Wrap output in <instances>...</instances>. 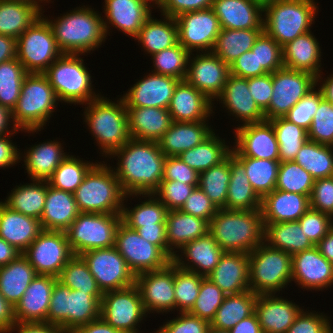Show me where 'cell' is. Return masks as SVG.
<instances>
[{
	"label": "cell",
	"instance_id": "obj_14",
	"mask_svg": "<svg viewBox=\"0 0 333 333\" xmlns=\"http://www.w3.org/2000/svg\"><path fill=\"white\" fill-rule=\"evenodd\" d=\"M147 314L136 284L103 293L100 317L124 333H139L136 328Z\"/></svg>",
	"mask_w": 333,
	"mask_h": 333
},
{
	"label": "cell",
	"instance_id": "obj_28",
	"mask_svg": "<svg viewBox=\"0 0 333 333\" xmlns=\"http://www.w3.org/2000/svg\"><path fill=\"white\" fill-rule=\"evenodd\" d=\"M217 101L223 103V107L227 108L235 118H240L242 125L265 121L264 112L250 94L246 78L230 73Z\"/></svg>",
	"mask_w": 333,
	"mask_h": 333
},
{
	"label": "cell",
	"instance_id": "obj_19",
	"mask_svg": "<svg viewBox=\"0 0 333 333\" xmlns=\"http://www.w3.org/2000/svg\"><path fill=\"white\" fill-rule=\"evenodd\" d=\"M137 285L145 312L164 313L176 309L174 295V263L164 268L136 275Z\"/></svg>",
	"mask_w": 333,
	"mask_h": 333
},
{
	"label": "cell",
	"instance_id": "obj_51",
	"mask_svg": "<svg viewBox=\"0 0 333 333\" xmlns=\"http://www.w3.org/2000/svg\"><path fill=\"white\" fill-rule=\"evenodd\" d=\"M245 167L246 176L254 191L262 199L276 187L279 160L235 156Z\"/></svg>",
	"mask_w": 333,
	"mask_h": 333
},
{
	"label": "cell",
	"instance_id": "obj_1",
	"mask_svg": "<svg viewBox=\"0 0 333 333\" xmlns=\"http://www.w3.org/2000/svg\"><path fill=\"white\" fill-rule=\"evenodd\" d=\"M112 156L119 158L113 170L126 195L153 193L163 180L166 156L156 141L131 138Z\"/></svg>",
	"mask_w": 333,
	"mask_h": 333
},
{
	"label": "cell",
	"instance_id": "obj_37",
	"mask_svg": "<svg viewBox=\"0 0 333 333\" xmlns=\"http://www.w3.org/2000/svg\"><path fill=\"white\" fill-rule=\"evenodd\" d=\"M282 52L284 67L311 73L317 77V83H321V49L311 31L284 45Z\"/></svg>",
	"mask_w": 333,
	"mask_h": 333
},
{
	"label": "cell",
	"instance_id": "obj_17",
	"mask_svg": "<svg viewBox=\"0 0 333 333\" xmlns=\"http://www.w3.org/2000/svg\"><path fill=\"white\" fill-rule=\"evenodd\" d=\"M115 248L135 276L162 269L171 262L156 245L147 242L136 230L130 229L123 222L116 232Z\"/></svg>",
	"mask_w": 333,
	"mask_h": 333
},
{
	"label": "cell",
	"instance_id": "obj_79",
	"mask_svg": "<svg viewBox=\"0 0 333 333\" xmlns=\"http://www.w3.org/2000/svg\"><path fill=\"white\" fill-rule=\"evenodd\" d=\"M17 39L0 34V64L16 58Z\"/></svg>",
	"mask_w": 333,
	"mask_h": 333
},
{
	"label": "cell",
	"instance_id": "obj_5",
	"mask_svg": "<svg viewBox=\"0 0 333 333\" xmlns=\"http://www.w3.org/2000/svg\"><path fill=\"white\" fill-rule=\"evenodd\" d=\"M105 162L96 164L73 193L80 212L121 214L126 195L113 168Z\"/></svg>",
	"mask_w": 333,
	"mask_h": 333
},
{
	"label": "cell",
	"instance_id": "obj_26",
	"mask_svg": "<svg viewBox=\"0 0 333 333\" xmlns=\"http://www.w3.org/2000/svg\"><path fill=\"white\" fill-rule=\"evenodd\" d=\"M302 310L275 294L258 295L254 307L262 333H286Z\"/></svg>",
	"mask_w": 333,
	"mask_h": 333
},
{
	"label": "cell",
	"instance_id": "obj_36",
	"mask_svg": "<svg viewBox=\"0 0 333 333\" xmlns=\"http://www.w3.org/2000/svg\"><path fill=\"white\" fill-rule=\"evenodd\" d=\"M79 214L73 193L53 188L47 181L45 205L39 220L42 229L66 231Z\"/></svg>",
	"mask_w": 333,
	"mask_h": 333
},
{
	"label": "cell",
	"instance_id": "obj_27",
	"mask_svg": "<svg viewBox=\"0 0 333 333\" xmlns=\"http://www.w3.org/2000/svg\"><path fill=\"white\" fill-rule=\"evenodd\" d=\"M180 250L183 254L179 255L175 253L172 262L183 270L191 271L205 277L216 267L225 253L209 232L202 237L186 243ZM182 255L185 257V261L184 257H181Z\"/></svg>",
	"mask_w": 333,
	"mask_h": 333
},
{
	"label": "cell",
	"instance_id": "obj_58",
	"mask_svg": "<svg viewBox=\"0 0 333 333\" xmlns=\"http://www.w3.org/2000/svg\"><path fill=\"white\" fill-rule=\"evenodd\" d=\"M314 181L295 161L280 162L275 189L310 196Z\"/></svg>",
	"mask_w": 333,
	"mask_h": 333
},
{
	"label": "cell",
	"instance_id": "obj_76",
	"mask_svg": "<svg viewBox=\"0 0 333 333\" xmlns=\"http://www.w3.org/2000/svg\"><path fill=\"white\" fill-rule=\"evenodd\" d=\"M14 330H17L18 333H65L59 327L47 322H16L7 333H12Z\"/></svg>",
	"mask_w": 333,
	"mask_h": 333
},
{
	"label": "cell",
	"instance_id": "obj_55",
	"mask_svg": "<svg viewBox=\"0 0 333 333\" xmlns=\"http://www.w3.org/2000/svg\"><path fill=\"white\" fill-rule=\"evenodd\" d=\"M95 164L67 155L47 181L53 188L74 193Z\"/></svg>",
	"mask_w": 333,
	"mask_h": 333
},
{
	"label": "cell",
	"instance_id": "obj_6",
	"mask_svg": "<svg viewBox=\"0 0 333 333\" xmlns=\"http://www.w3.org/2000/svg\"><path fill=\"white\" fill-rule=\"evenodd\" d=\"M87 104L83 114L84 121L97 143L99 142L102 154L110 157L131 139L125 103L122 98L115 103L100 96Z\"/></svg>",
	"mask_w": 333,
	"mask_h": 333
},
{
	"label": "cell",
	"instance_id": "obj_38",
	"mask_svg": "<svg viewBox=\"0 0 333 333\" xmlns=\"http://www.w3.org/2000/svg\"><path fill=\"white\" fill-rule=\"evenodd\" d=\"M209 232V222L203 218L192 216L178 210H169L166 217V237L168 258L173 256L186 243L193 241ZM174 246V247H173ZM175 248V249H174Z\"/></svg>",
	"mask_w": 333,
	"mask_h": 333
},
{
	"label": "cell",
	"instance_id": "obj_59",
	"mask_svg": "<svg viewBox=\"0 0 333 333\" xmlns=\"http://www.w3.org/2000/svg\"><path fill=\"white\" fill-rule=\"evenodd\" d=\"M204 277L203 275L183 270L174 264L176 310H179V312H189L192 309Z\"/></svg>",
	"mask_w": 333,
	"mask_h": 333
},
{
	"label": "cell",
	"instance_id": "obj_50",
	"mask_svg": "<svg viewBox=\"0 0 333 333\" xmlns=\"http://www.w3.org/2000/svg\"><path fill=\"white\" fill-rule=\"evenodd\" d=\"M294 161L315 180L333 176V146L307 140Z\"/></svg>",
	"mask_w": 333,
	"mask_h": 333
},
{
	"label": "cell",
	"instance_id": "obj_61",
	"mask_svg": "<svg viewBox=\"0 0 333 333\" xmlns=\"http://www.w3.org/2000/svg\"><path fill=\"white\" fill-rule=\"evenodd\" d=\"M251 51L256 54L257 69L273 73L284 67L282 47L265 31H263Z\"/></svg>",
	"mask_w": 333,
	"mask_h": 333
},
{
	"label": "cell",
	"instance_id": "obj_21",
	"mask_svg": "<svg viewBox=\"0 0 333 333\" xmlns=\"http://www.w3.org/2000/svg\"><path fill=\"white\" fill-rule=\"evenodd\" d=\"M235 131L234 156L279 160V145L269 121L239 125Z\"/></svg>",
	"mask_w": 333,
	"mask_h": 333
},
{
	"label": "cell",
	"instance_id": "obj_25",
	"mask_svg": "<svg viewBox=\"0 0 333 333\" xmlns=\"http://www.w3.org/2000/svg\"><path fill=\"white\" fill-rule=\"evenodd\" d=\"M57 280V277L51 275H37L14 307L15 321L47 322L51 293Z\"/></svg>",
	"mask_w": 333,
	"mask_h": 333
},
{
	"label": "cell",
	"instance_id": "obj_12",
	"mask_svg": "<svg viewBox=\"0 0 333 333\" xmlns=\"http://www.w3.org/2000/svg\"><path fill=\"white\" fill-rule=\"evenodd\" d=\"M42 16L17 38L16 58L28 73H43L63 54L51 26Z\"/></svg>",
	"mask_w": 333,
	"mask_h": 333
},
{
	"label": "cell",
	"instance_id": "obj_48",
	"mask_svg": "<svg viewBox=\"0 0 333 333\" xmlns=\"http://www.w3.org/2000/svg\"><path fill=\"white\" fill-rule=\"evenodd\" d=\"M257 296L251 290L226 295L210 326L221 330L232 329L239 321L254 313Z\"/></svg>",
	"mask_w": 333,
	"mask_h": 333
},
{
	"label": "cell",
	"instance_id": "obj_20",
	"mask_svg": "<svg viewBox=\"0 0 333 333\" xmlns=\"http://www.w3.org/2000/svg\"><path fill=\"white\" fill-rule=\"evenodd\" d=\"M185 81L201 91L210 101L217 99L230 74L229 65L212 52L189 56ZM213 99V100H212Z\"/></svg>",
	"mask_w": 333,
	"mask_h": 333
},
{
	"label": "cell",
	"instance_id": "obj_39",
	"mask_svg": "<svg viewBox=\"0 0 333 333\" xmlns=\"http://www.w3.org/2000/svg\"><path fill=\"white\" fill-rule=\"evenodd\" d=\"M23 156L25 170L31 180H48L67 157L61 143L48 141L32 146Z\"/></svg>",
	"mask_w": 333,
	"mask_h": 333
},
{
	"label": "cell",
	"instance_id": "obj_41",
	"mask_svg": "<svg viewBox=\"0 0 333 333\" xmlns=\"http://www.w3.org/2000/svg\"><path fill=\"white\" fill-rule=\"evenodd\" d=\"M231 178L228 184L226 209L256 210L261 207V198L254 191L244 165L231 153L229 155Z\"/></svg>",
	"mask_w": 333,
	"mask_h": 333
},
{
	"label": "cell",
	"instance_id": "obj_75",
	"mask_svg": "<svg viewBox=\"0 0 333 333\" xmlns=\"http://www.w3.org/2000/svg\"><path fill=\"white\" fill-rule=\"evenodd\" d=\"M19 130L16 128L12 133L0 136V168L13 166L19 160H22L20 150L10 140L11 134L13 135Z\"/></svg>",
	"mask_w": 333,
	"mask_h": 333
},
{
	"label": "cell",
	"instance_id": "obj_44",
	"mask_svg": "<svg viewBox=\"0 0 333 333\" xmlns=\"http://www.w3.org/2000/svg\"><path fill=\"white\" fill-rule=\"evenodd\" d=\"M42 14L35 5L0 0V34L17 39Z\"/></svg>",
	"mask_w": 333,
	"mask_h": 333
},
{
	"label": "cell",
	"instance_id": "obj_63",
	"mask_svg": "<svg viewBox=\"0 0 333 333\" xmlns=\"http://www.w3.org/2000/svg\"><path fill=\"white\" fill-rule=\"evenodd\" d=\"M323 93L318 88L312 89L306 96L300 99L284 116L290 122L308 131L313 116L318 109L319 102L323 99Z\"/></svg>",
	"mask_w": 333,
	"mask_h": 333
},
{
	"label": "cell",
	"instance_id": "obj_2",
	"mask_svg": "<svg viewBox=\"0 0 333 333\" xmlns=\"http://www.w3.org/2000/svg\"><path fill=\"white\" fill-rule=\"evenodd\" d=\"M264 232L260 209H218L209 222V233L224 252L249 254L264 242Z\"/></svg>",
	"mask_w": 333,
	"mask_h": 333
},
{
	"label": "cell",
	"instance_id": "obj_32",
	"mask_svg": "<svg viewBox=\"0 0 333 333\" xmlns=\"http://www.w3.org/2000/svg\"><path fill=\"white\" fill-rule=\"evenodd\" d=\"M310 209L307 195L274 189L261 199L264 223L298 221Z\"/></svg>",
	"mask_w": 333,
	"mask_h": 333
},
{
	"label": "cell",
	"instance_id": "obj_40",
	"mask_svg": "<svg viewBox=\"0 0 333 333\" xmlns=\"http://www.w3.org/2000/svg\"><path fill=\"white\" fill-rule=\"evenodd\" d=\"M37 275L28 259L21 254L9 264L0 267V293L15 307Z\"/></svg>",
	"mask_w": 333,
	"mask_h": 333
},
{
	"label": "cell",
	"instance_id": "obj_56",
	"mask_svg": "<svg viewBox=\"0 0 333 333\" xmlns=\"http://www.w3.org/2000/svg\"><path fill=\"white\" fill-rule=\"evenodd\" d=\"M57 278L72 290L87 292L89 295H103L87 263L79 255H74L68 261Z\"/></svg>",
	"mask_w": 333,
	"mask_h": 333
},
{
	"label": "cell",
	"instance_id": "obj_54",
	"mask_svg": "<svg viewBox=\"0 0 333 333\" xmlns=\"http://www.w3.org/2000/svg\"><path fill=\"white\" fill-rule=\"evenodd\" d=\"M27 74L17 58L0 64V105L10 112L17 105L22 82Z\"/></svg>",
	"mask_w": 333,
	"mask_h": 333
},
{
	"label": "cell",
	"instance_id": "obj_4",
	"mask_svg": "<svg viewBox=\"0 0 333 333\" xmlns=\"http://www.w3.org/2000/svg\"><path fill=\"white\" fill-rule=\"evenodd\" d=\"M57 101L56 93L43 73H28L22 82L17 105L11 112V125L28 133L41 131L55 112Z\"/></svg>",
	"mask_w": 333,
	"mask_h": 333
},
{
	"label": "cell",
	"instance_id": "obj_31",
	"mask_svg": "<svg viewBox=\"0 0 333 333\" xmlns=\"http://www.w3.org/2000/svg\"><path fill=\"white\" fill-rule=\"evenodd\" d=\"M221 29H264V9L251 0H213Z\"/></svg>",
	"mask_w": 333,
	"mask_h": 333
},
{
	"label": "cell",
	"instance_id": "obj_45",
	"mask_svg": "<svg viewBox=\"0 0 333 333\" xmlns=\"http://www.w3.org/2000/svg\"><path fill=\"white\" fill-rule=\"evenodd\" d=\"M33 183L17 185L3 202L11 210L40 220L47 194L46 180H32Z\"/></svg>",
	"mask_w": 333,
	"mask_h": 333
},
{
	"label": "cell",
	"instance_id": "obj_13",
	"mask_svg": "<svg viewBox=\"0 0 333 333\" xmlns=\"http://www.w3.org/2000/svg\"><path fill=\"white\" fill-rule=\"evenodd\" d=\"M317 85V77L306 71L282 67L272 73V96L264 111L265 120L284 117L289 110Z\"/></svg>",
	"mask_w": 333,
	"mask_h": 333
},
{
	"label": "cell",
	"instance_id": "obj_11",
	"mask_svg": "<svg viewBox=\"0 0 333 333\" xmlns=\"http://www.w3.org/2000/svg\"><path fill=\"white\" fill-rule=\"evenodd\" d=\"M122 222L121 214L80 212L65 231L74 255L115 246L116 232Z\"/></svg>",
	"mask_w": 333,
	"mask_h": 333
},
{
	"label": "cell",
	"instance_id": "obj_47",
	"mask_svg": "<svg viewBox=\"0 0 333 333\" xmlns=\"http://www.w3.org/2000/svg\"><path fill=\"white\" fill-rule=\"evenodd\" d=\"M264 29H221L212 53L231 65L240 55L252 49Z\"/></svg>",
	"mask_w": 333,
	"mask_h": 333
},
{
	"label": "cell",
	"instance_id": "obj_53",
	"mask_svg": "<svg viewBox=\"0 0 333 333\" xmlns=\"http://www.w3.org/2000/svg\"><path fill=\"white\" fill-rule=\"evenodd\" d=\"M230 178L229 156L218 165L199 173L198 186L218 209H226Z\"/></svg>",
	"mask_w": 333,
	"mask_h": 333
},
{
	"label": "cell",
	"instance_id": "obj_24",
	"mask_svg": "<svg viewBox=\"0 0 333 333\" xmlns=\"http://www.w3.org/2000/svg\"><path fill=\"white\" fill-rule=\"evenodd\" d=\"M104 4L106 21L103 20V25L106 36L110 24L132 38L138 35L151 16L150 8L153 6L147 0H105Z\"/></svg>",
	"mask_w": 333,
	"mask_h": 333
},
{
	"label": "cell",
	"instance_id": "obj_43",
	"mask_svg": "<svg viewBox=\"0 0 333 333\" xmlns=\"http://www.w3.org/2000/svg\"><path fill=\"white\" fill-rule=\"evenodd\" d=\"M264 242L271 248L294 255L314 245L305 236L298 221L264 223Z\"/></svg>",
	"mask_w": 333,
	"mask_h": 333
},
{
	"label": "cell",
	"instance_id": "obj_65",
	"mask_svg": "<svg viewBox=\"0 0 333 333\" xmlns=\"http://www.w3.org/2000/svg\"><path fill=\"white\" fill-rule=\"evenodd\" d=\"M332 218V216L326 213L318 212L310 208L298 222L302 231L305 232V236L316 246L333 227Z\"/></svg>",
	"mask_w": 333,
	"mask_h": 333
},
{
	"label": "cell",
	"instance_id": "obj_35",
	"mask_svg": "<svg viewBox=\"0 0 333 333\" xmlns=\"http://www.w3.org/2000/svg\"><path fill=\"white\" fill-rule=\"evenodd\" d=\"M131 138L158 141L169 129L171 115L168 109L156 107H126Z\"/></svg>",
	"mask_w": 333,
	"mask_h": 333
},
{
	"label": "cell",
	"instance_id": "obj_3",
	"mask_svg": "<svg viewBox=\"0 0 333 333\" xmlns=\"http://www.w3.org/2000/svg\"><path fill=\"white\" fill-rule=\"evenodd\" d=\"M78 8V9H77ZM55 20L45 18L63 54L90 53L106 39L103 18L90 7H77Z\"/></svg>",
	"mask_w": 333,
	"mask_h": 333
},
{
	"label": "cell",
	"instance_id": "obj_23",
	"mask_svg": "<svg viewBox=\"0 0 333 333\" xmlns=\"http://www.w3.org/2000/svg\"><path fill=\"white\" fill-rule=\"evenodd\" d=\"M303 289L323 290L333 285V264L317 246L292 255V281Z\"/></svg>",
	"mask_w": 333,
	"mask_h": 333
},
{
	"label": "cell",
	"instance_id": "obj_66",
	"mask_svg": "<svg viewBox=\"0 0 333 333\" xmlns=\"http://www.w3.org/2000/svg\"><path fill=\"white\" fill-rule=\"evenodd\" d=\"M327 316L301 311L286 333H333Z\"/></svg>",
	"mask_w": 333,
	"mask_h": 333
},
{
	"label": "cell",
	"instance_id": "obj_77",
	"mask_svg": "<svg viewBox=\"0 0 333 333\" xmlns=\"http://www.w3.org/2000/svg\"><path fill=\"white\" fill-rule=\"evenodd\" d=\"M15 323L14 307L0 293V333H7Z\"/></svg>",
	"mask_w": 333,
	"mask_h": 333
},
{
	"label": "cell",
	"instance_id": "obj_71",
	"mask_svg": "<svg viewBox=\"0 0 333 333\" xmlns=\"http://www.w3.org/2000/svg\"><path fill=\"white\" fill-rule=\"evenodd\" d=\"M213 0H158L157 7L161 15L176 18L177 16L212 7Z\"/></svg>",
	"mask_w": 333,
	"mask_h": 333
},
{
	"label": "cell",
	"instance_id": "obj_74",
	"mask_svg": "<svg viewBox=\"0 0 333 333\" xmlns=\"http://www.w3.org/2000/svg\"><path fill=\"white\" fill-rule=\"evenodd\" d=\"M143 239L156 245L168 257V245L166 237V223L143 226L136 230Z\"/></svg>",
	"mask_w": 333,
	"mask_h": 333
},
{
	"label": "cell",
	"instance_id": "obj_29",
	"mask_svg": "<svg viewBox=\"0 0 333 333\" xmlns=\"http://www.w3.org/2000/svg\"><path fill=\"white\" fill-rule=\"evenodd\" d=\"M212 105L213 102L201 91L182 80L176 85L168 111L175 122L208 121L207 117L213 112Z\"/></svg>",
	"mask_w": 333,
	"mask_h": 333
},
{
	"label": "cell",
	"instance_id": "obj_68",
	"mask_svg": "<svg viewBox=\"0 0 333 333\" xmlns=\"http://www.w3.org/2000/svg\"><path fill=\"white\" fill-rule=\"evenodd\" d=\"M309 198L311 209L333 217V176L316 179Z\"/></svg>",
	"mask_w": 333,
	"mask_h": 333
},
{
	"label": "cell",
	"instance_id": "obj_52",
	"mask_svg": "<svg viewBox=\"0 0 333 333\" xmlns=\"http://www.w3.org/2000/svg\"><path fill=\"white\" fill-rule=\"evenodd\" d=\"M279 145V161H294L303 144L308 140L307 131L285 117L269 120Z\"/></svg>",
	"mask_w": 333,
	"mask_h": 333
},
{
	"label": "cell",
	"instance_id": "obj_7",
	"mask_svg": "<svg viewBox=\"0 0 333 333\" xmlns=\"http://www.w3.org/2000/svg\"><path fill=\"white\" fill-rule=\"evenodd\" d=\"M102 296L72 290L57 280L51 293L47 323L65 333H72L76 328L100 318Z\"/></svg>",
	"mask_w": 333,
	"mask_h": 333
},
{
	"label": "cell",
	"instance_id": "obj_22",
	"mask_svg": "<svg viewBox=\"0 0 333 333\" xmlns=\"http://www.w3.org/2000/svg\"><path fill=\"white\" fill-rule=\"evenodd\" d=\"M180 80L150 73L136 82L121 98L126 107H156L168 109Z\"/></svg>",
	"mask_w": 333,
	"mask_h": 333
},
{
	"label": "cell",
	"instance_id": "obj_78",
	"mask_svg": "<svg viewBox=\"0 0 333 333\" xmlns=\"http://www.w3.org/2000/svg\"><path fill=\"white\" fill-rule=\"evenodd\" d=\"M72 333H124L118 329L113 328L101 317L97 320L89 322L76 328Z\"/></svg>",
	"mask_w": 333,
	"mask_h": 333
},
{
	"label": "cell",
	"instance_id": "obj_73",
	"mask_svg": "<svg viewBox=\"0 0 333 333\" xmlns=\"http://www.w3.org/2000/svg\"><path fill=\"white\" fill-rule=\"evenodd\" d=\"M229 68L231 74L246 79L267 74L264 69H257L256 54L251 50L240 55Z\"/></svg>",
	"mask_w": 333,
	"mask_h": 333
},
{
	"label": "cell",
	"instance_id": "obj_64",
	"mask_svg": "<svg viewBox=\"0 0 333 333\" xmlns=\"http://www.w3.org/2000/svg\"><path fill=\"white\" fill-rule=\"evenodd\" d=\"M198 185H188L179 181L162 180L154 195L168 210H178Z\"/></svg>",
	"mask_w": 333,
	"mask_h": 333
},
{
	"label": "cell",
	"instance_id": "obj_69",
	"mask_svg": "<svg viewBox=\"0 0 333 333\" xmlns=\"http://www.w3.org/2000/svg\"><path fill=\"white\" fill-rule=\"evenodd\" d=\"M180 210L210 222V220L216 215L218 208L208 198L203 190L197 186L186 199L185 204Z\"/></svg>",
	"mask_w": 333,
	"mask_h": 333
},
{
	"label": "cell",
	"instance_id": "obj_62",
	"mask_svg": "<svg viewBox=\"0 0 333 333\" xmlns=\"http://www.w3.org/2000/svg\"><path fill=\"white\" fill-rule=\"evenodd\" d=\"M307 135L310 141L333 146V109L325 98L319 102Z\"/></svg>",
	"mask_w": 333,
	"mask_h": 333
},
{
	"label": "cell",
	"instance_id": "obj_67",
	"mask_svg": "<svg viewBox=\"0 0 333 333\" xmlns=\"http://www.w3.org/2000/svg\"><path fill=\"white\" fill-rule=\"evenodd\" d=\"M176 319L168 320L154 333H207L210 323L190 314L180 312Z\"/></svg>",
	"mask_w": 333,
	"mask_h": 333
},
{
	"label": "cell",
	"instance_id": "obj_8",
	"mask_svg": "<svg viewBox=\"0 0 333 333\" xmlns=\"http://www.w3.org/2000/svg\"><path fill=\"white\" fill-rule=\"evenodd\" d=\"M314 0H275L264 8V31L281 47L310 31L318 6Z\"/></svg>",
	"mask_w": 333,
	"mask_h": 333
},
{
	"label": "cell",
	"instance_id": "obj_80",
	"mask_svg": "<svg viewBox=\"0 0 333 333\" xmlns=\"http://www.w3.org/2000/svg\"><path fill=\"white\" fill-rule=\"evenodd\" d=\"M230 333H262L260 324L258 322L255 313L249 317L239 321L232 329L229 330Z\"/></svg>",
	"mask_w": 333,
	"mask_h": 333
},
{
	"label": "cell",
	"instance_id": "obj_49",
	"mask_svg": "<svg viewBox=\"0 0 333 333\" xmlns=\"http://www.w3.org/2000/svg\"><path fill=\"white\" fill-rule=\"evenodd\" d=\"M145 196L148 198L137 204L133 209L123 206L122 222L130 229L137 230L143 226L156 225V223H166L168 209L166 206L153 194H128V196Z\"/></svg>",
	"mask_w": 333,
	"mask_h": 333
},
{
	"label": "cell",
	"instance_id": "obj_10",
	"mask_svg": "<svg viewBox=\"0 0 333 333\" xmlns=\"http://www.w3.org/2000/svg\"><path fill=\"white\" fill-rule=\"evenodd\" d=\"M79 56L62 54L43 72L60 102L87 105L100 97L92 91V76Z\"/></svg>",
	"mask_w": 333,
	"mask_h": 333
},
{
	"label": "cell",
	"instance_id": "obj_9",
	"mask_svg": "<svg viewBox=\"0 0 333 333\" xmlns=\"http://www.w3.org/2000/svg\"><path fill=\"white\" fill-rule=\"evenodd\" d=\"M249 288L257 295H271L292 281V255L265 242L249 254Z\"/></svg>",
	"mask_w": 333,
	"mask_h": 333
},
{
	"label": "cell",
	"instance_id": "obj_70",
	"mask_svg": "<svg viewBox=\"0 0 333 333\" xmlns=\"http://www.w3.org/2000/svg\"><path fill=\"white\" fill-rule=\"evenodd\" d=\"M163 180L198 185L199 173L184 163L179 156H169L165 158Z\"/></svg>",
	"mask_w": 333,
	"mask_h": 333
},
{
	"label": "cell",
	"instance_id": "obj_42",
	"mask_svg": "<svg viewBox=\"0 0 333 333\" xmlns=\"http://www.w3.org/2000/svg\"><path fill=\"white\" fill-rule=\"evenodd\" d=\"M164 20L150 16L138 35L134 38L141 43L145 52L150 55L159 53L178 43V28L175 18L163 15Z\"/></svg>",
	"mask_w": 333,
	"mask_h": 333
},
{
	"label": "cell",
	"instance_id": "obj_34",
	"mask_svg": "<svg viewBox=\"0 0 333 333\" xmlns=\"http://www.w3.org/2000/svg\"><path fill=\"white\" fill-rule=\"evenodd\" d=\"M40 221L0 201V237L23 253L42 231Z\"/></svg>",
	"mask_w": 333,
	"mask_h": 333
},
{
	"label": "cell",
	"instance_id": "obj_46",
	"mask_svg": "<svg viewBox=\"0 0 333 333\" xmlns=\"http://www.w3.org/2000/svg\"><path fill=\"white\" fill-rule=\"evenodd\" d=\"M229 148L231 147L225 145V140L222 141L213 132L201 144L182 152L178 156L190 168L201 173L224 161L231 154L232 149Z\"/></svg>",
	"mask_w": 333,
	"mask_h": 333
},
{
	"label": "cell",
	"instance_id": "obj_57",
	"mask_svg": "<svg viewBox=\"0 0 333 333\" xmlns=\"http://www.w3.org/2000/svg\"><path fill=\"white\" fill-rule=\"evenodd\" d=\"M192 55L180 43L152 55V73L174 77L180 81L187 74L189 56Z\"/></svg>",
	"mask_w": 333,
	"mask_h": 333
},
{
	"label": "cell",
	"instance_id": "obj_18",
	"mask_svg": "<svg viewBox=\"0 0 333 333\" xmlns=\"http://www.w3.org/2000/svg\"><path fill=\"white\" fill-rule=\"evenodd\" d=\"M178 43L190 53L212 52L221 31L219 19L212 8L183 13L175 18Z\"/></svg>",
	"mask_w": 333,
	"mask_h": 333
},
{
	"label": "cell",
	"instance_id": "obj_60",
	"mask_svg": "<svg viewBox=\"0 0 333 333\" xmlns=\"http://www.w3.org/2000/svg\"><path fill=\"white\" fill-rule=\"evenodd\" d=\"M225 296L226 294L217 285L209 278L204 277L198 297L189 313L210 323L214 319L216 311L223 303Z\"/></svg>",
	"mask_w": 333,
	"mask_h": 333
},
{
	"label": "cell",
	"instance_id": "obj_16",
	"mask_svg": "<svg viewBox=\"0 0 333 333\" xmlns=\"http://www.w3.org/2000/svg\"><path fill=\"white\" fill-rule=\"evenodd\" d=\"M80 256L87 263L102 293L135 284L136 276L115 246L90 250Z\"/></svg>",
	"mask_w": 333,
	"mask_h": 333
},
{
	"label": "cell",
	"instance_id": "obj_72",
	"mask_svg": "<svg viewBox=\"0 0 333 333\" xmlns=\"http://www.w3.org/2000/svg\"><path fill=\"white\" fill-rule=\"evenodd\" d=\"M248 88L256 104L264 112L269 107L272 96V73L248 78Z\"/></svg>",
	"mask_w": 333,
	"mask_h": 333
},
{
	"label": "cell",
	"instance_id": "obj_33",
	"mask_svg": "<svg viewBox=\"0 0 333 333\" xmlns=\"http://www.w3.org/2000/svg\"><path fill=\"white\" fill-rule=\"evenodd\" d=\"M207 121L175 122L157 141L162 153L166 156H178L207 139L214 130Z\"/></svg>",
	"mask_w": 333,
	"mask_h": 333
},
{
	"label": "cell",
	"instance_id": "obj_30",
	"mask_svg": "<svg viewBox=\"0 0 333 333\" xmlns=\"http://www.w3.org/2000/svg\"><path fill=\"white\" fill-rule=\"evenodd\" d=\"M226 295L244 293L249 288V255L225 252L216 267L206 276Z\"/></svg>",
	"mask_w": 333,
	"mask_h": 333
},
{
	"label": "cell",
	"instance_id": "obj_15",
	"mask_svg": "<svg viewBox=\"0 0 333 333\" xmlns=\"http://www.w3.org/2000/svg\"><path fill=\"white\" fill-rule=\"evenodd\" d=\"M38 275L58 277L74 256L65 231L42 230L22 253Z\"/></svg>",
	"mask_w": 333,
	"mask_h": 333
}]
</instances>
